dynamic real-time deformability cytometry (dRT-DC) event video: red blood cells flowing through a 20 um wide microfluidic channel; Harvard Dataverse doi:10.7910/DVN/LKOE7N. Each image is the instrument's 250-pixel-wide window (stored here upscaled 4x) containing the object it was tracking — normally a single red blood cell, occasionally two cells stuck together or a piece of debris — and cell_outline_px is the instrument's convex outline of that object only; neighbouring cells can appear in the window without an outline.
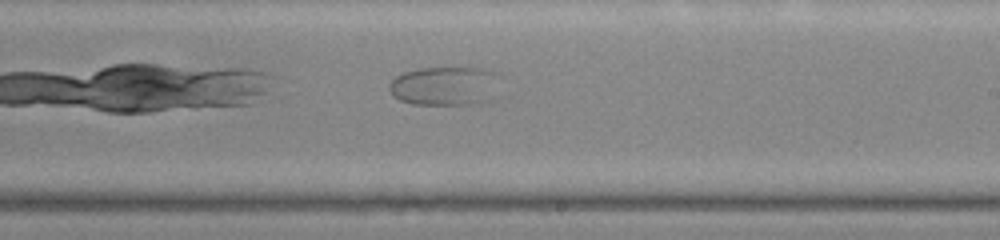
{"species": "common noctule bat (a hibernating species)", "species_latin": "Nyctalus noctula", "temperature_condition": "warm", "stored_images_in_passage": 31, "camera_frame_rate_fps": 3000, "um_per_image_px": 0.085, "animal": {"sex": "male", "body_mass_g": 20.0, "forearm_length_mm": 53.3}, "frame": {"image": 1, "passage_image": 14, "time_ms": 4.333, "image_size_px": [1000, 240], "cell_outline_px": [[504, 76], [492, 100], [480, 104], [412, 104], [400, 100], [392, 96], [388, 88], [388, 84], [396, 76], [404, 72], [420, 68], [480, 68], [496, 72]], "centroid_in_image_um": [37.9, 7.31], "position_along_channel_um": 251.1, "area_um2": 25.89}}